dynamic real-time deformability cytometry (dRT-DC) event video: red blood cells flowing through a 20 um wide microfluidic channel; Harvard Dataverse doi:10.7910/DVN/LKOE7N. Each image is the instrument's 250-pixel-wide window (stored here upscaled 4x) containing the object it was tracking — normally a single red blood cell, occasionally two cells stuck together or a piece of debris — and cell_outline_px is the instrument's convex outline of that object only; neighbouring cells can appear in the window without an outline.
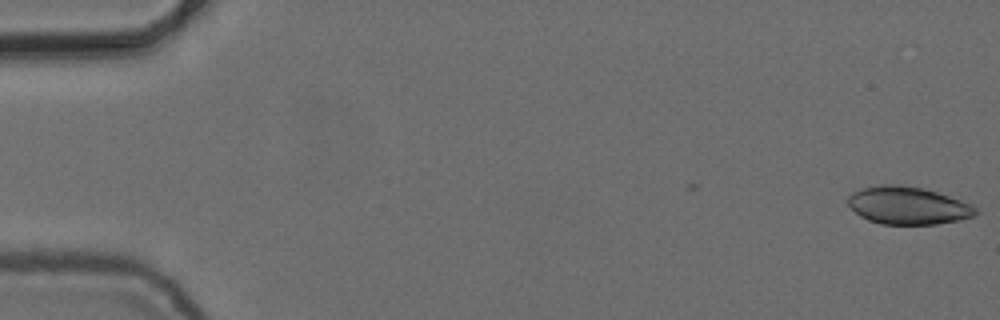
{"species": "common noctule bat (a hibernating species)", "species_latin": "Nyctalus noctula", "temperature_condition": "cold", "stored_images_in_passage": 5, "camera_frame_rate_fps": 3000, "um_per_image_px": 0.085, "animal": {"sex": "female", "body_mass_g": 24.6, "forearm_length_mm": 56.2}, "frame": {"image": 1, "passage_image": 1, "time_ms": 0.0, "image_size_px": [1000, 320], "cell_outline_px": [[980, 212], [976, 216], [960, 220], [936, 224], [880, 224], [868, 220], [860, 216], [848, 204], [848, 196], [852, 192], [860, 188], [876, 184], [904, 184], [924, 188], [960, 200], [976, 208]], "centroid_in_image_um": [77.15, 17.46], "position_along_channel_um": 7.8, "area_um2": 28.26}}
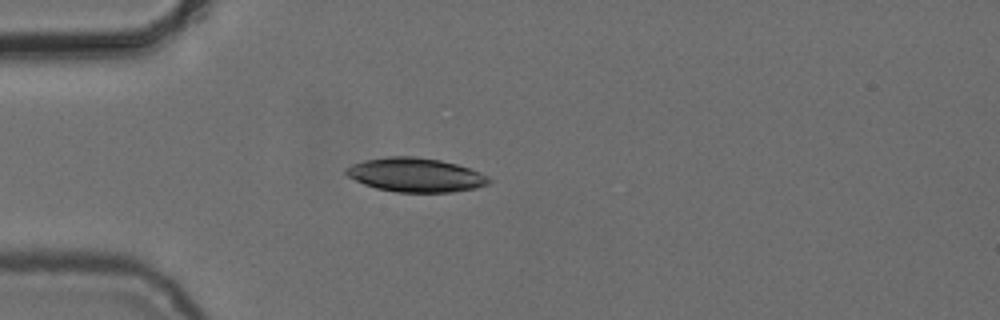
{"frame": {"image": 2, "passage_image": 5, "time_ms": 4.667, "image_size_px": [1000, 320], "cell_outline_px": [[492, 180], [488, 184], [476, 188], [452, 192], [396, 192], [376, 188], [364, 184], [348, 176], [344, 172], [344, 168], [352, 164], [364, 160], [388, 156], [416, 156], [440, 160], [456, 164], [480, 172], [488, 176]], "centroid_in_image_um": [35.32, 14.86], "position_along_channel_um": 49.7, "area_um2": 28.38}}